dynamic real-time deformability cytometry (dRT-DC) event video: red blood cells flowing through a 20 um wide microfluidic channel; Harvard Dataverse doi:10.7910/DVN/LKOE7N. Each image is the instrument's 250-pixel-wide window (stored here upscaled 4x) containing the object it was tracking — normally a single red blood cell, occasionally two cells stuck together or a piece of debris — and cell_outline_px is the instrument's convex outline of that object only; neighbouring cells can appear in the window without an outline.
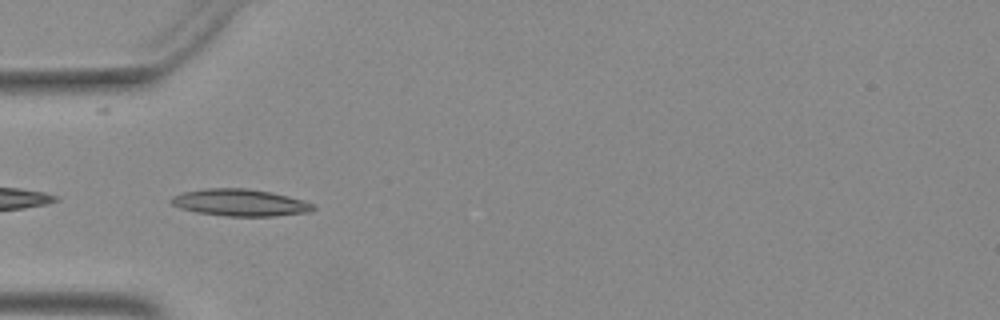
{"species": "Egyptian fruit bat (a non-hibernating species)", "species_latin": "Rousettus aegyptiacus", "temperature_condition": "warm", "stored_images_in_passage": 13, "camera_frame_rate_fps": 3000, "um_per_image_px": 0.085, "animal": {"sex": "female"}, "frame": {"image": 1, "passage_image": 10, "time_ms": 3.0, "image_size_px": [1000, 320], "cell_outline_px": [[316, 208], [312, 212], [272, 216], [228, 216], [196, 212], [180, 208], [172, 204], [168, 200], [172, 196], [184, 192], [204, 188], [248, 188], [272, 192], [304, 200], [312, 204]], "centroid_in_image_um": [20.41, 17.21], "position_along_channel_um": 64.6, "area_um2": 22.43}}